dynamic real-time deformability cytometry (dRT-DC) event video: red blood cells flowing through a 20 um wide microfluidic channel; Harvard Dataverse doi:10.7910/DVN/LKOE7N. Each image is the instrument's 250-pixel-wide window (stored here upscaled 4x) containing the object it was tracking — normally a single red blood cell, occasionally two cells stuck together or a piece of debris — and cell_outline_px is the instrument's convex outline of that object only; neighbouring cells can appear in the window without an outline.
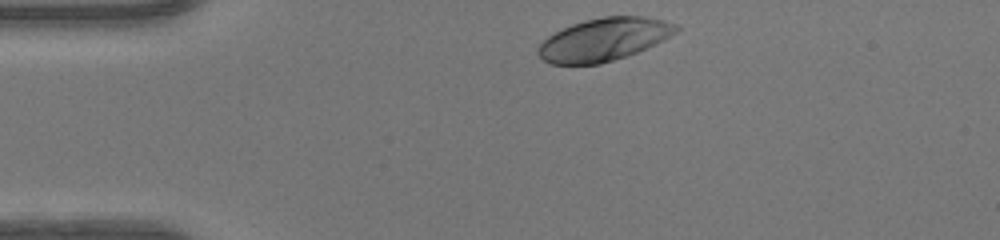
{"species": "human", "species_latin": "Homo sapiens", "temperature_condition": "warm", "stored_images_in_passage": 32, "camera_frame_rate_fps": 3000, "um_per_image_px": 0.085, "donor": {"sex": "female"}, "frame": {"image": 1, "passage_image": 1, "time_ms": 0.0, "image_size_px": [1000, 240], "cell_outline_px": [[680, 28], [676, 32], [664, 40], [656, 44], [636, 52], [600, 64], [552, 64], [544, 60], [536, 52], [536, 48], [548, 36], [572, 24], [584, 20], [604, 16], [644, 16], [664, 20], [676, 24]], "centroid_in_image_um": [51.34, 3.35], "position_along_channel_um": 33.7, "area_um2": 34.22}}
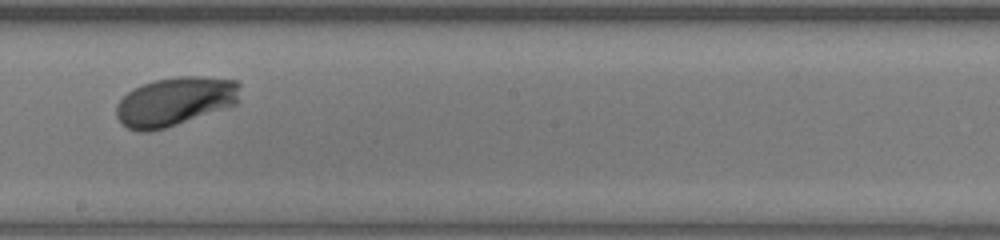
{"frame": {"image": 2, "passage_image": 19, "time_ms": 6.0, "image_size_px": [1000, 240], "cell_outline_px": [[240, 100], [236, 104], [164, 128], [148, 132], [140, 132], [128, 128], [120, 124], [116, 116], [116, 104], [132, 88], [156, 80], [176, 76], [200, 76], [240, 80]], "centroid_in_image_um": [14.88, 8.61], "position_along_channel_um": 233.3, "area_um2": 35.32}}
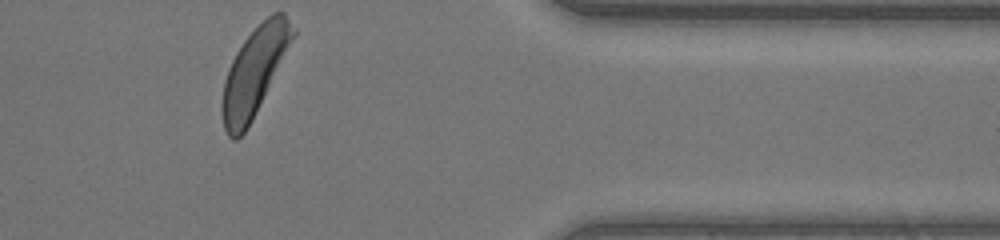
{"frame": {"image": 3, "passage_image": 32, "time_ms": 10.333, "image_size_px": [1000, 240], "cell_outline_px": [[296, 32], [248, 128], [236, 140], [232, 140], [228, 136], [224, 128], [220, 112], [220, 104], [224, 80], [228, 68], [236, 52], [244, 40], [272, 12], [284, 12], [296, 28]], "centroid_in_image_um": [21.58, 6.12], "position_along_channel_um": 389.8, "area_um2": 35.72}, "authors_computed_cell_mechanics": {"area_um2": 34.391, "velocity_mm_per_s": 4.1281, "shape_relaxation_time_tau1_ms": 1.5867, "shape_relaxation_time_tau2_ms": 6.3982, "deformation_change_tau1": 0.1437, "deformation_change_tau2": 0.1688}}